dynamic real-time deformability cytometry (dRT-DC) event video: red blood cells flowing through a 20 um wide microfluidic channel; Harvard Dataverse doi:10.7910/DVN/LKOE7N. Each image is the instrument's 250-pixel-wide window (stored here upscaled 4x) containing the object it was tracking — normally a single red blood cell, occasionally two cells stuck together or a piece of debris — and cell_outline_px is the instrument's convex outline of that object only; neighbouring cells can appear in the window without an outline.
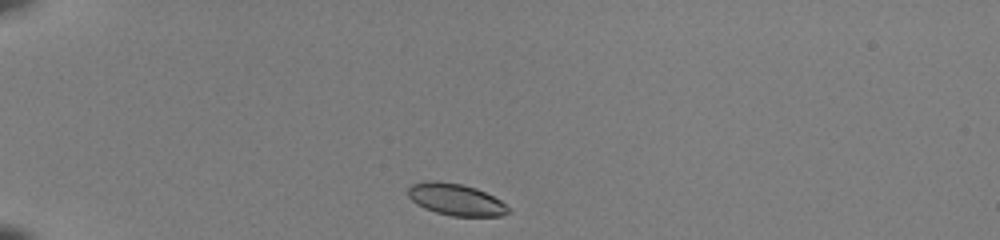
{"species": "common noctule bat (a hibernating species)", "species_latin": "Nyctalus noctula", "temperature_condition": "room temperature", "stored_images_in_passage": 38, "camera_frame_rate_fps": 3000, "um_per_image_px": 0.085, "animal": {"sex": "female", "body_mass_g": 22.0, "forearm_length_mm": 56.7}, "frame": {"image": 1, "passage_image": 1, "time_ms": 0.0, "image_size_px": [1000, 240], "cell_outline_px": [[508, 212], [500, 216], [452, 216], [436, 212], [424, 208], [416, 204], [408, 196], [408, 188], [412, 184], [428, 180], [436, 180], [460, 184], [476, 188], [500, 200], [508, 208]], "centroid_in_image_um": [38.7, 16.95], "position_along_channel_um": 46.3, "area_um2": 18.38}}
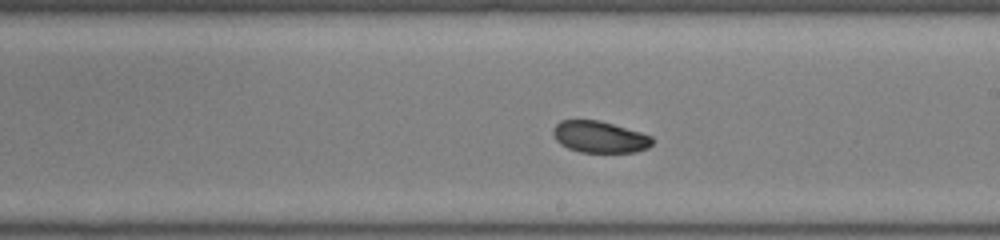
{"frame": {"image": 2, "passage_image": 19, "time_ms": 6.0, "image_size_px": [1000, 240], "cell_outline_px": [[652, 144], [648, 148], [636, 152], [580, 152], [568, 148], [560, 144], [556, 140], [552, 132], [552, 128], [560, 120], [596, 120], [612, 124], [640, 132], [652, 136]], "centroid_in_image_um": [50.94, 11.64], "position_along_channel_um": 238.1, "area_um2": 18.21}}
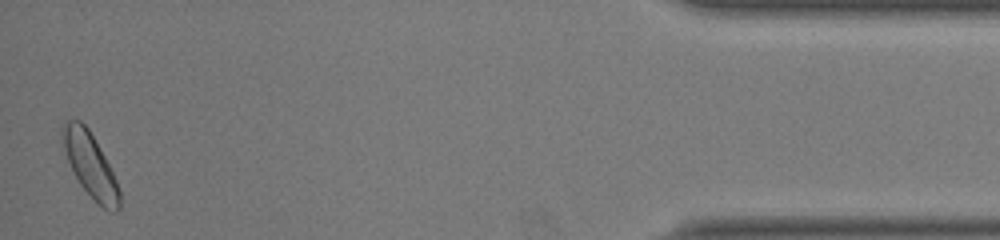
{"frame": {"image": 3, "passage_image": 38, "time_ms": 12.333, "image_size_px": [1000, 240], "cell_outline_px": [[120, 208], [116, 212], [108, 212], [80, 184], [68, 160], [60, 140], [60, 132], [64, 124], [68, 120], [80, 120], [88, 128], [104, 156], [116, 180], [120, 192]], "centroid_in_image_um": [7.66, 14.0], "position_along_channel_um": 427.5, "area_um2": 20.81}, "authors_computed_cell_mechanics": {"area_um2": 18.8717, "velocity_mm_per_s": 3.9643, "shape_relaxation_time_tau1_ms": 3.7367, "shape_relaxation_time_tau2_ms": 2.083, "deformation_change_tau1": 0.0797, "deformation_change_tau2": 0.057}}